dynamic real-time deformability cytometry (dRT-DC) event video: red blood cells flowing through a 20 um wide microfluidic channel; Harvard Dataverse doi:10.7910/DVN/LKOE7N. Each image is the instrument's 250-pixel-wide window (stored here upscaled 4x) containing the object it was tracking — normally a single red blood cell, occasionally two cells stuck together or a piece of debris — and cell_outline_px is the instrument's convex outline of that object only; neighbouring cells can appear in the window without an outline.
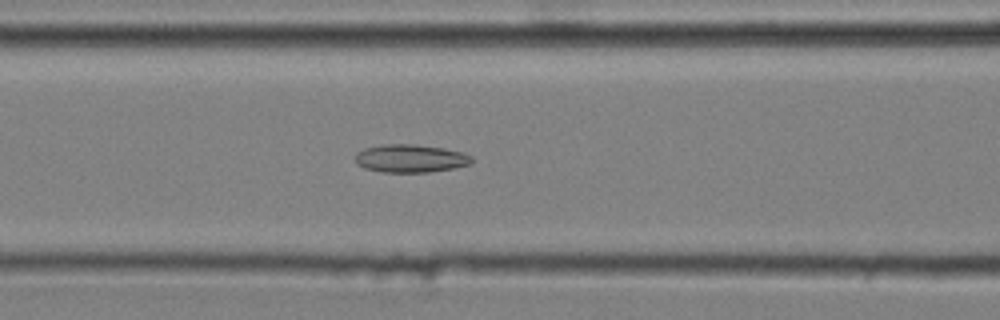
{"species": "common noctule bat (a hibernating species)", "species_latin": "Nyctalus noctula", "temperature_condition": "cold", "stored_images_in_passage": 37, "camera_frame_rate_fps": 3000, "um_per_image_px": 0.085, "animal": {"sex": "male", "body_mass_g": 20.4}, "frame": {"image": 1, "passage_image": 7, "time_ms": 2.0, "image_size_px": [1000, 320], "cell_outline_px": [[472, 160], [468, 164], [452, 168], [428, 172], [384, 172], [364, 168], [356, 164], [356, 152], [364, 148], [384, 144], [416, 144], [444, 148], [464, 152], [472, 156]], "centroid_in_image_um": [34.87, 13.45], "position_along_channel_um": 131.7, "area_um2": 19.02}}
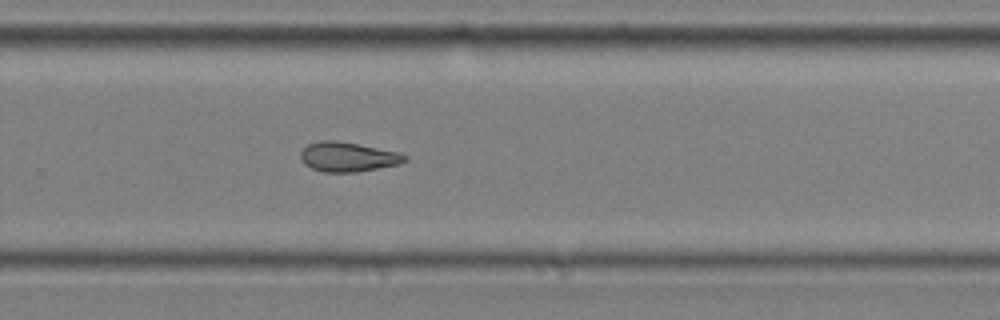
{"frame": {"image": 2, "passage_image": 21, "time_ms": 6.667, "image_size_px": [1000, 320], "cell_outline_px": [[408, 160], [400, 164], [356, 172], [324, 172], [312, 168], [304, 164], [300, 160], [300, 152], [308, 144], [320, 140], [336, 140], [396, 152], [408, 156]], "centroid_in_image_um": [29.54, 13.34], "position_along_channel_um": 300.3, "area_um2": 17.86}}
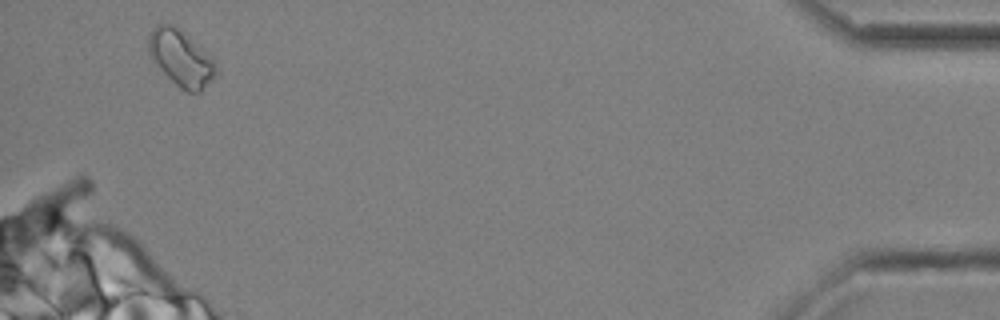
{"frame": {"image": 3, "passage_image": 36, "time_ms": 11.667, "image_size_px": [1000, 320], "cell_outline_px": [[220, 68], [216, 76], [200, 92], [188, 92], [180, 88], [152, 60], [148, 52], [148, 36], [152, 28], [160, 24], [172, 24], [212, 60]], "centroid_in_image_um": [15.36, 4.98], "position_along_channel_um": 419.8, "area_um2": 21.21}, "authors_computed_cell_mechanics": {"area_um2": 18.0914, "velocity_mm_per_s": 3.6194, "shape_relaxation_time_tau1_ms": null, "shape_relaxation_time_tau2_ms": 7.5011, "deformation_change_tau1": null, "deformation_change_tau2": 0.15}}